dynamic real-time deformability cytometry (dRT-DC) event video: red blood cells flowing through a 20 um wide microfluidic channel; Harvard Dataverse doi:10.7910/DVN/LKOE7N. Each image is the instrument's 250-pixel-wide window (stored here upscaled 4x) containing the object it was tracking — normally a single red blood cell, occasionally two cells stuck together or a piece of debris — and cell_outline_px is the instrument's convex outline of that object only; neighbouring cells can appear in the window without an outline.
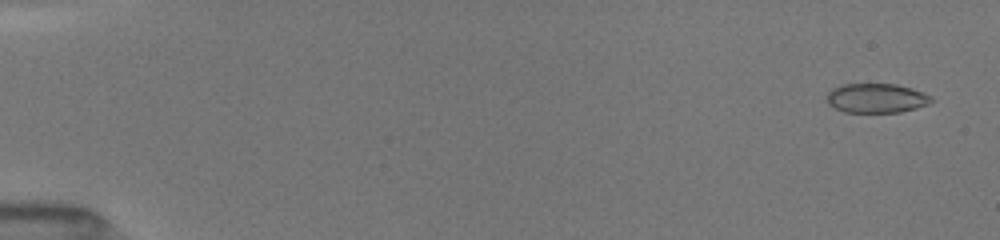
{"species": "common noctule bat (a hibernating species)", "species_latin": "Nyctalus noctula", "temperature_condition": "room temperature", "stored_images_in_passage": 37, "camera_frame_rate_fps": 3000, "um_per_image_px": 0.085, "animal": {"sex": "female", "body_mass_g": 19.5, "forearm_length_mm": 54.1}, "frame": {"image": 1, "passage_image": 4, "time_ms": 0.667, "image_size_px": [1000, 240], "cell_outline_px": [[932, 100], [928, 104], [916, 108], [900, 112], [844, 112], [828, 104], [828, 92], [832, 88], [844, 84], [896, 84], [912, 88], [932, 96]], "centroid_in_image_um": [74.5, 8.34], "position_along_channel_um": 10.5, "area_um2": 17.8}}
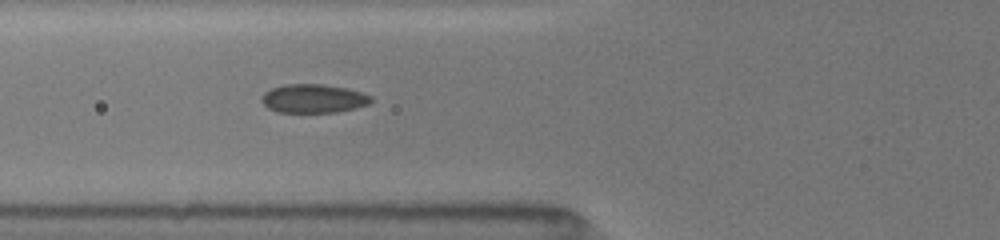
{"frame": {"image": 2, "passage_image": 26, "time_ms": 6.667, "image_size_px": [1000, 240], "cell_outline_px": [[372, 100], [368, 104], [356, 108], [336, 112], [276, 112], [268, 108], [260, 100], [264, 92], [272, 88], [284, 84], [320, 84], [344, 88], [360, 92], [372, 96]], "centroid_in_image_um": [26.61, 8.38], "position_along_channel_um": 99.2, "area_um2": 18.21}}
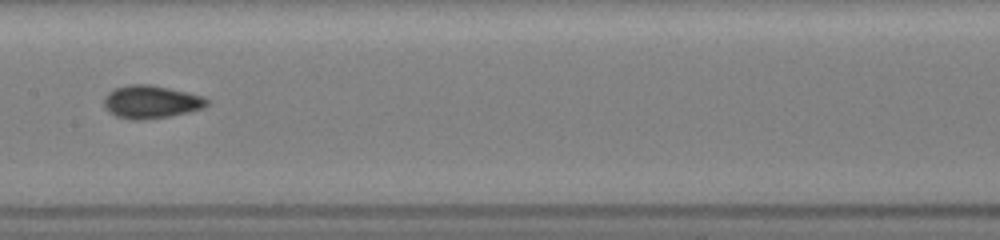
{"frame": {"image": 3, "passage_image": 36, "time_ms": 9.0, "image_size_px": [1000, 240], "cell_outline_px": [[208, 104], [204, 108], [172, 116], [140, 120], [132, 120], [116, 116], [108, 112], [104, 104], [104, 100], [108, 92], [116, 88], [132, 84], [148, 84], [168, 88], [204, 96], [208, 100]], "centroid_in_image_um": [12.85, 8.67], "position_along_channel_um": 194.6, "area_um2": 19.71}}